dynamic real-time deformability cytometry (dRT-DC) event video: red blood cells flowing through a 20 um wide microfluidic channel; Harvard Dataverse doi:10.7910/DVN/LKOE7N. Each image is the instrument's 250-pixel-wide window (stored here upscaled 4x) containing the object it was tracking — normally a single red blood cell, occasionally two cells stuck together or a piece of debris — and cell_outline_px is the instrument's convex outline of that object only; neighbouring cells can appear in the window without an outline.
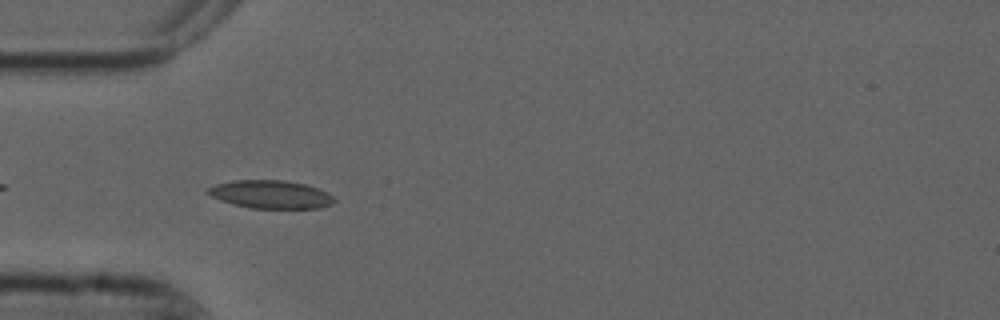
{"species": "common noctule bat (a hibernating species)", "species_latin": "Nyctalus noctula", "temperature_condition": "cold", "stored_images_in_passage": 5, "camera_frame_rate_fps": 3000, "um_per_image_px": 0.085, "animal": {"sex": "male", "forearm_length_mm": 52.5}, "frame": {"image": 1, "passage_image": 2, "time_ms": 0.333, "image_size_px": [1000, 320], "cell_outline_px": [[336, 200], [332, 204], [320, 208], [252, 208], [232, 204], [220, 200], [204, 192], [208, 188], [216, 184], [236, 180], [284, 180], [304, 184], [328, 192]], "centroid_in_image_um": [23.0, 16.52], "position_along_channel_um": 62.0, "area_um2": 20.63}}
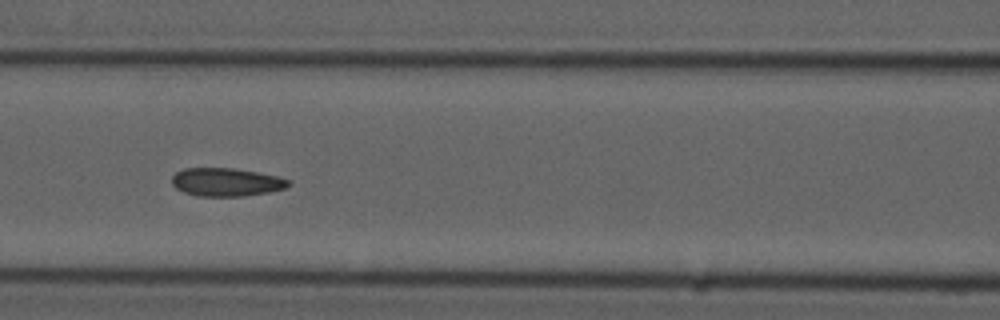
{"frame": {"image": 2, "passage_image": 4, "time_ms": 1.0, "image_size_px": [1000, 320], "cell_outline_px": [[292, 184], [284, 188], [268, 192], [244, 196], [196, 196], [184, 192], [176, 188], [172, 184], [172, 176], [176, 172], [184, 168], [232, 168], [256, 172], [276, 176], [292, 180]], "centroid_in_image_um": [19.23, 15.48], "position_along_channel_um": 147.4, "area_um2": 19.19}}
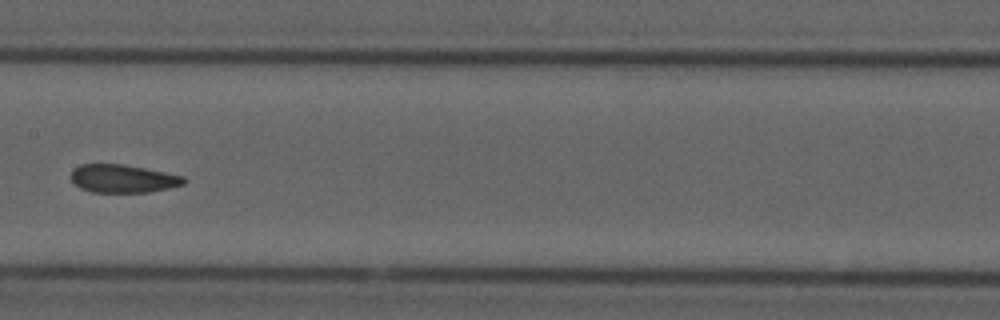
{"frame": {"image": 3, "passage_image": 5, "time_ms": 1.333, "image_size_px": [1000, 320], "cell_outline_px": [[188, 180], [184, 184], [168, 188], [148, 192], [92, 192], [80, 188], [72, 180], [72, 172], [80, 164], [124, 164], [184, 176]], "centroid_in_image_um": [10.48, 15.18], "position_along_channel_um": 196.9, "area_um2": 18.32}}